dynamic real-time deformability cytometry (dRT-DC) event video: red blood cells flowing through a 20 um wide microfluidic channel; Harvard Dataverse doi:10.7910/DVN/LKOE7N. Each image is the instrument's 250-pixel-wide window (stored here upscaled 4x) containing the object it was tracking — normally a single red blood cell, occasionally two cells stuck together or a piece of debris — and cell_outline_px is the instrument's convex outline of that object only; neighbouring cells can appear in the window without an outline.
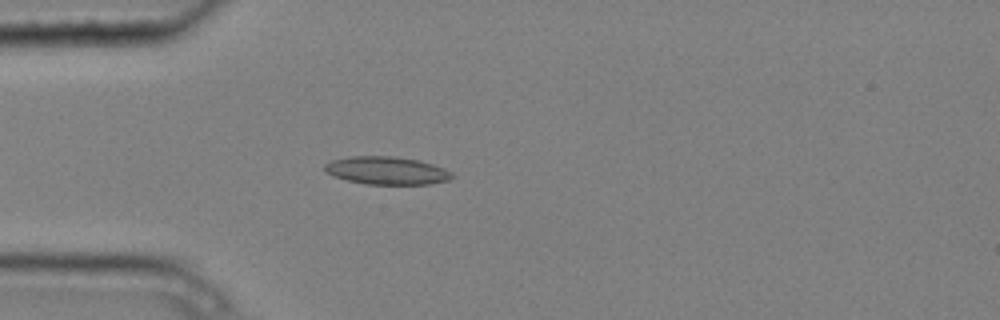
{"species": "common noctule bat (a hibernating species)", "species_latin": "Nyctalus noctula", "temperature_condition": "cold", "stored_images_in_passage": 5, "camera_frame_rate_fps": 3000, "um_per_image_px": 0.085, "animal": {"sex": "male", "body_mass_g": 20.4}, "frame": {"image": 1, "passage_image": 5, "time_ms": 1.333, "image_size_px": [1000, 320], "cell_outline_px": [[456, 176], [448, 180], [428, 184], [364, 184], [332, 176], [324, 172], [324, 164], [332, 160], [352, 156], [392, 156], [420, 160], [444, 168], [452, 172]], "centroid_in_image_um": [32.86, 14.5], "position_along_channel_um": 52.1, "area_um2": 20.81}}